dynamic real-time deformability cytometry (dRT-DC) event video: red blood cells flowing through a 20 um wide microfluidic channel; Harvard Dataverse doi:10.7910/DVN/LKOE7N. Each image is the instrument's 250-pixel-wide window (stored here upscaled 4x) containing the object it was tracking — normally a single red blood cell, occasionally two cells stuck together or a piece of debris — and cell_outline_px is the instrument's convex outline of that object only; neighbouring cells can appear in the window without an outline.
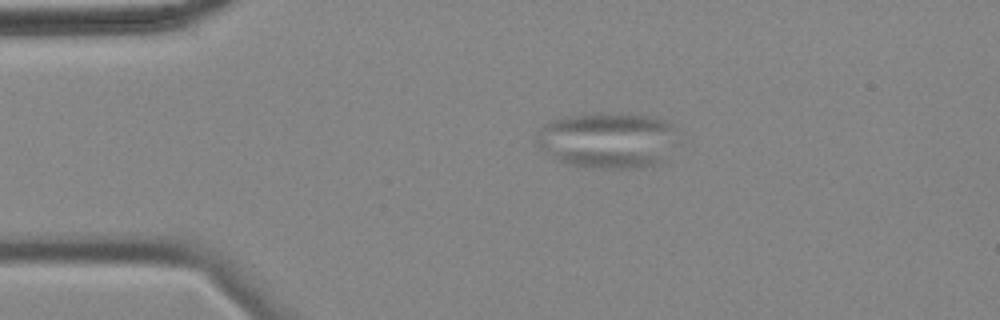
{"species": "common noctule bat (a hibernating species)", "species_latin": "Nyctalus noctula", "temperature_condition": "cold", "stored_images_in_passage": 47, "camera_frame_rate_fps": 3000, "um_per_image_px": 0.085, "animal": {"sex": "female", "body_mass_g": 18.4}, "frame": {"image": 1, "passage_image": 1, "time_ms": 0.0, "image_size_px": [1000, 320], "cell_outline_px": [[680, 144], [668, 160], [656, 164], [632, 168], [600, 168], [572, 164], [560, 160], [552, 156], [540, 148], [536, 144], [536, 136], [540, 128], [544, 124], [552, 120], [568, 116], [604, 112], [652, 116], [664, 120], [680, 128]], "centroid_in_image_um": [51.81, 11.9], "position_along_channel_um": 33.2, "area_um2": 47.11}}
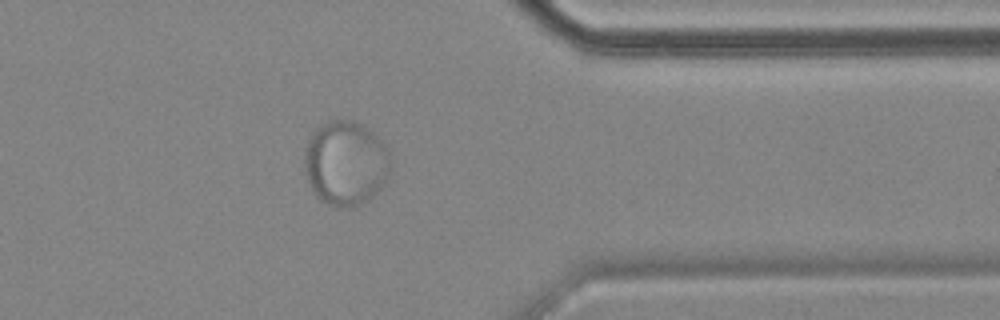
{"frame": {"image": 2, "passage_image": 36, "time_ms": 11.667, "image_size_px": [1000, 320], "cell_outline_px": [[388, 168], [384, 180], [376, 192], [368, 200], [352, 208], [340, 208], [328, 204], [320, 200], [312, 192], [308, 184], [304, 168], [304, 152], [308, 140], [312, 132], [320, 124], [328, 120], [356, 120], [368, 128], [388, 148]], "centroid_in_image_um": [29.31, 13.86], "position_along_channel_um": 382.1, "area_um2": 42.54}}
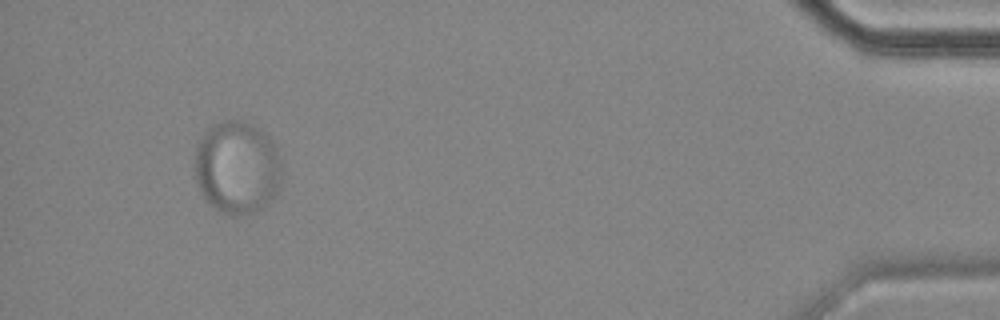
{"frame": {"image": 3, "passage_image": 44, "time_ms": 14.333, "image_size_px": [1000, 320], "cell_outline_px": [[280, 184], [276, 192], [264, 208], [240, 216], [232, 216], [216, 208], [204, 196], [196, 184], [192, 168], [196, 144], [204, 132], [208, 128], [220, 120], [248, 120], [268, 136], [276, 144], [280, 160]], "centroid_in_image_um": [20.12, 14.2], "position_along_channel_um": 415.1, "area_um2": 47.86}}